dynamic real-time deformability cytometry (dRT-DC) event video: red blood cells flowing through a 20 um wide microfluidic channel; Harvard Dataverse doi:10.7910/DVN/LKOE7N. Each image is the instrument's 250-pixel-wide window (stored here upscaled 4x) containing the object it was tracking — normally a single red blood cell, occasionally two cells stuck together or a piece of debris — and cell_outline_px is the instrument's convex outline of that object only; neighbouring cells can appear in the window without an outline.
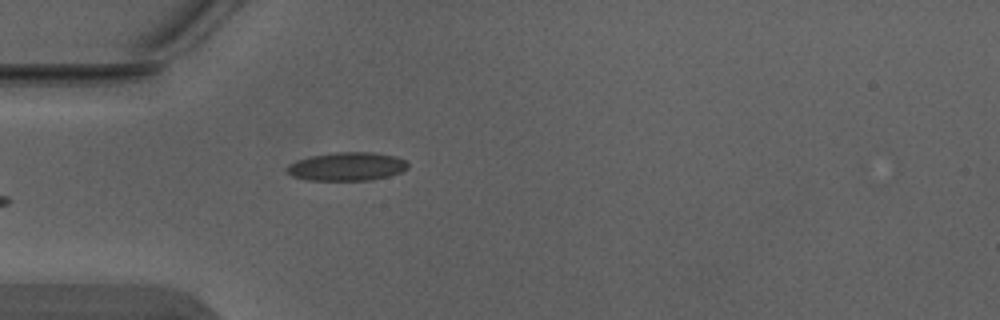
{"species": "Egyptian fruit bat (a non-hibernating species)", "species_latin": "Rousettus aegyptiacus", "temperature_condition": "warm", "stored_images_in_passage": 3, "camera_frame_rate_fps": 3000, "um_per_image_px": 0.085, "animal": {"sex": "male"}, "frame": {"image": 1, "passage_image": 3, "time_ms": 0.667, "image_size_px": [1000, 320], "cell_outline_px": [[408, 168], [400, 172], [388, 176], [368, 180], [308, 180], [292, 176], [284, 168], [288, 164], [312, 156], [336, 152], [372, 152], [392, 156], [404, 160], [408, 164]], "centroid_in_image_um": [29.47, 14.16], "position_along_channel_um": 55.5, "area_um2": 19.77}}